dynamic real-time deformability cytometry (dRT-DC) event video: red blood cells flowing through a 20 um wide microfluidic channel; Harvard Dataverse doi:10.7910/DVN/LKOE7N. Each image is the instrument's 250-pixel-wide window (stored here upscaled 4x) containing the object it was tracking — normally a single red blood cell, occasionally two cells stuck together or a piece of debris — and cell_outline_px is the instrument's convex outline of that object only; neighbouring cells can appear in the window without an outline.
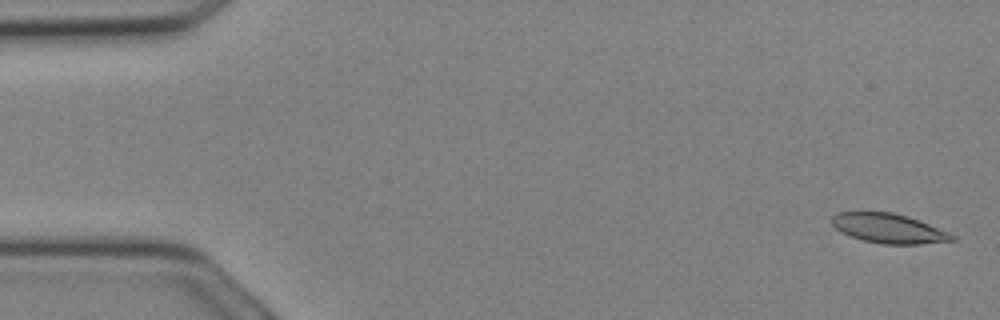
{"species": "Egyptian fruit bat (a non-hibernating species)", "species_latin": "Rousettus aegyptiacus", "temperature_condition": "cold", "stored_images_in_passage": 20, "camera_frame_rate_fps": 3000, "um_per_image_px": 0.085, "animal": {"sex": "female"}, "frame": {"image": 1, "passage_image": 1, "time_ms": 0.0, "image_size_px": [1000, 320], "cell_outline_px": [[956, 240], [920, 244], [880, 244], [864, 240], [840, 232], [832, 224], [832, 216], [840, 212], [892, 212], [908, 216], [948, 232], [956, 236]], "centroid_in_image_um": [75.54, 19.42], "position_along_channel_um": 9.5, "area_um2": 20.52}}
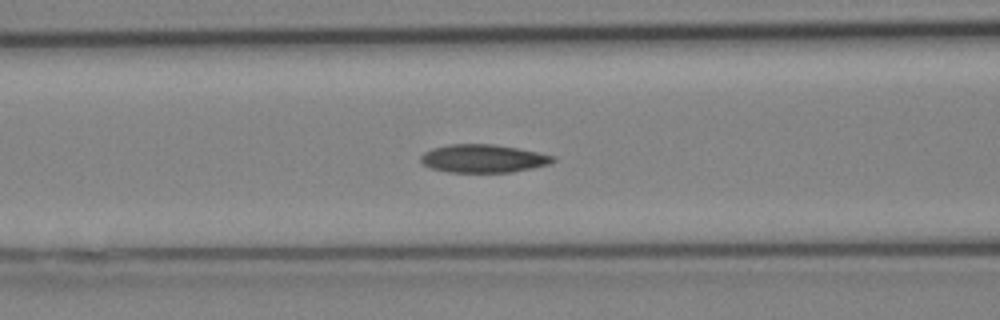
{"frame": {"image": 2, "passage_image": 12, "time_ms": 3.667, "image_size_px": [1000, 320], "cell_outline_px": [[556, 160], [548, 164], [532, 168], [512, 172], [448, 172], [432, 168], [424, 164], [420, 160], [420, 156], [424, 152], [432, 148], [448, 144], [492, 144], [516, 148], [556, 156]], "centroid_in_image_um": [41.06, 13.47], "position_along_channel_um": 125.5, "area_um2": 21.56}}
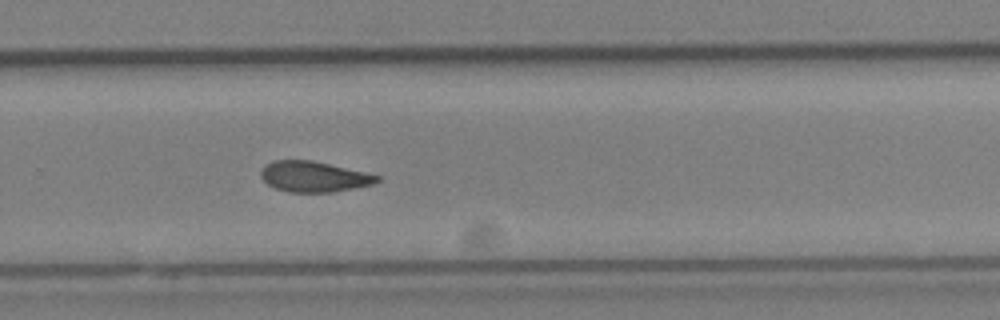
{"frame": {"image": 3, "passage_image": 20, "time_ms": 6.333, "image_size_px": [1000, 320], "cell_outline_px": [[380, 180], [372, 184], [332, 192], [288, 192], [276, 188], [268, 184], [260, 176], [260, 172], [264, 164], [272, 160], [312, 160], [364, 172], [380, 176]], "centroid_in_image_um": [26.62, 15.0], "position_along_channel_um": 303.2, "area_um2": 20.58}}